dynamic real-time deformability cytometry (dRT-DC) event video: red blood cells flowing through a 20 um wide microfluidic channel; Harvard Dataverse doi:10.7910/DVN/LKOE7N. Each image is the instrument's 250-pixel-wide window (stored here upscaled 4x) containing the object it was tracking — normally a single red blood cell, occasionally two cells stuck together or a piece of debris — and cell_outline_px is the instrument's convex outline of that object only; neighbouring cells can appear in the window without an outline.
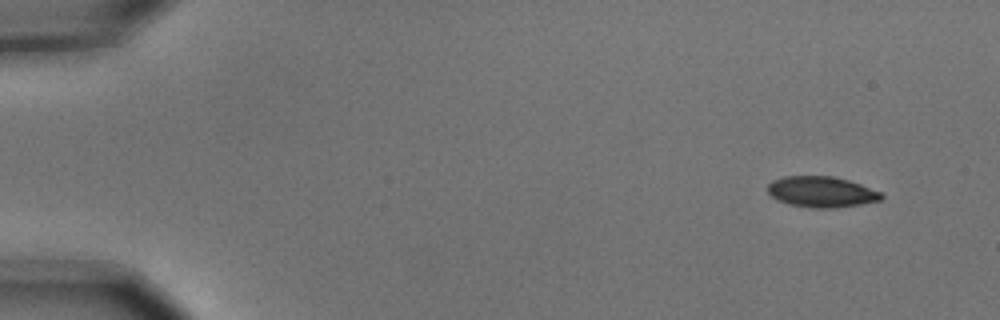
{"species": "common noctule bat (a hibernating species)", "species_latin": "Nyctalus noctula", "temperature_condition": "cold", "stored_images_in_passage": 4, "camera_frame_rate_fps": 3000, "um_per_image_px": 0.085, "animal": {"sex": "male", "body_mass_g": 15.6}, "frame": {"image": 1, "passage_image": 1, "time_ms": 0.0, "image_size_px": [1000, 320], "cell_outline_px": [[884, 196], [880, 200], [860, 204], [836, 208], [812, 208], [788, 204], [776, 200], [768, 192], [768, 184], [772, 180], [784, 176], [832, 176], [848, 180], [860, 184], [880, 192]], "centroid_in_image_um": [69.79, 16.31], "position_along_channel_um": 15.2, "area_um2": 20.4}}
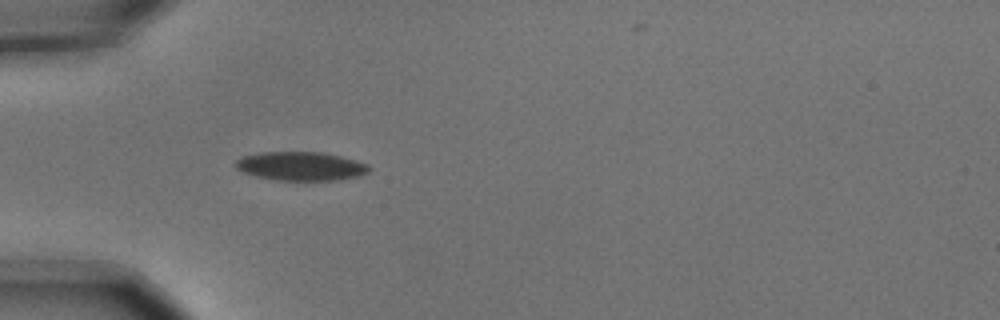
{"frame": {"image": 2, "passage_image": 4, "time_ms": 1.0, "image_size_px": [1000, 320], "cell_outline_px": [[372, 168], [368, 172], [360, 176], [340, 180], [276, 180], [256, 176], [244, 172], [236, 168], [236, 160], [244, 156], [260, 152], [324, 152], [356, 160], [368, 164]], "centroid_in_image_um": [25.62, 14.12], "position_along_channel_um": 59.4, "area_um2": 22.43}}